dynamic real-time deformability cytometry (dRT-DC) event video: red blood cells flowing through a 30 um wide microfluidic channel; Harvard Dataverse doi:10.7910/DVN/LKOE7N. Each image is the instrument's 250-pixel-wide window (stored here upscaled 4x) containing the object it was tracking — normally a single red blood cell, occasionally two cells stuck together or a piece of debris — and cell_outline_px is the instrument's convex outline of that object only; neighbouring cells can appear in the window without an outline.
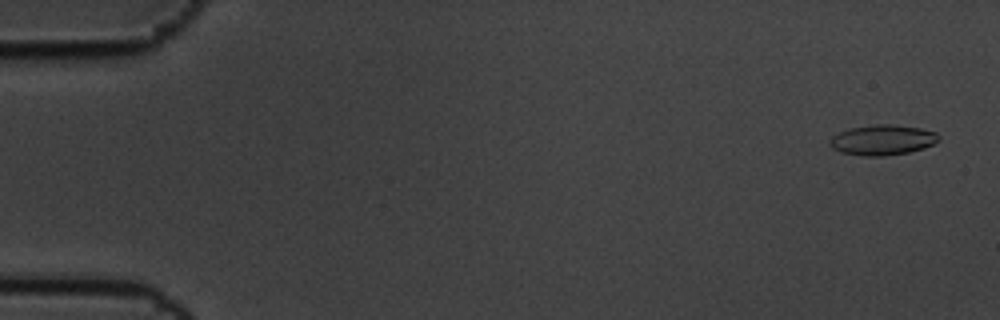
{"species": "common noctule bat (a hibernating species)", "species_latin": "Nyctalus noctula", "temperature_condition": "cold", "stored_images_in_passage": 9, "camera_frame_rate_fps": 3000, "um_per_image_px": 0.085, "animal": {"sex": "male", "body_mass_g": 19.5, "forearm_length_mm": 54.6}, "frame": {"image": 1, "passage_image": 1, "time_ms": 0.0, "image_size_px": [1000, 320], "cell_outline_px": [[940, 140], [924, 148], [908, 152], [884, 156], [864, 156], [840, 152], [832, 148], [828, 144], [828, 140], [832, 136], [848, 128], [876, 124], [896, 124], [920, 128], [936, 132], [940, 136]], "centroid_in_image_um": [74.99, 11.89], "position_along_channel_um": 10.0, "area_um2": 19.42}}
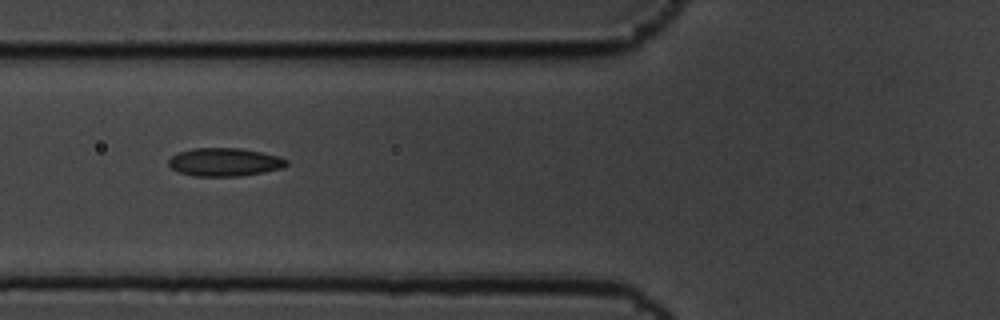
{"frame": {"image": 2, "passage_image": 7, "time_ms": 2.0, "image_size_px": [1000, 320], "cell_outline_px": [[288, 164], [284, 168], [264, 172], [240, 176], [192, 176], [180, 172], [172, 168], [168, 164], [168, 160], [176, 152], [192, 148], [240, 148], [280, 156], [288, 160]], "centroid_in_image_um": [19.1, 13.77], "position_along_channel_um": 106.7, "area_um2": 19.54}}
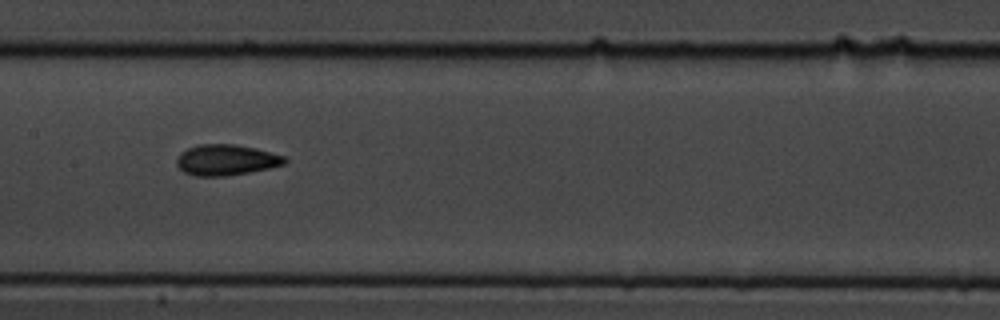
{"frame": {"image": 3, "passage_image": 9, "time_ms": 2.667, "image_size_px": [1000, 320], "cell_outline_px": [[288, 160], [284, 164], [268, 168], [228, 176], [196, 176], [184, 172], [176, 164], [176, 160], [180, 152], [188, 148], [200, 144], [236, 144], [256, 148], [284, 156]], "centroid_in_image_um": [19.21, 13.59], "position_along_channel_um": 188.2, "area_um2": 19.36}}